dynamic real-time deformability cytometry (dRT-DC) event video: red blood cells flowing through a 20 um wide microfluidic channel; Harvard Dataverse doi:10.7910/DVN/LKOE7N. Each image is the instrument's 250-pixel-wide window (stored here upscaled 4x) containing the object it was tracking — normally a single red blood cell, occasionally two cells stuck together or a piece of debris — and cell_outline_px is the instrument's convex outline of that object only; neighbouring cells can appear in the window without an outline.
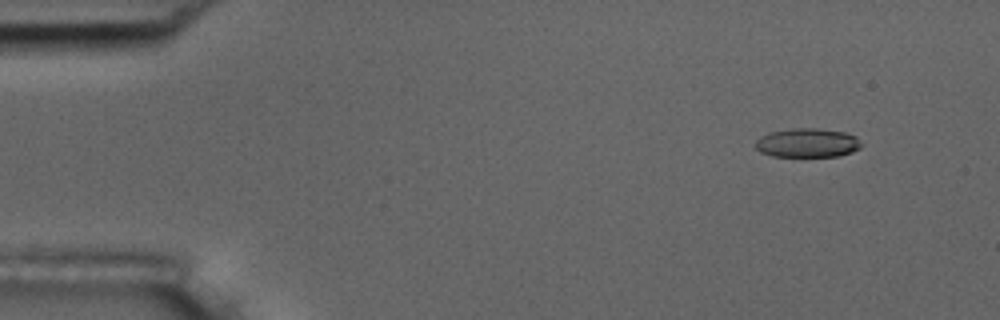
{"species": "common noctule bat (a hibernating species)", "species_latin": "Nyctalus noctula", "temperature_condition": "room temperature", "stored_images_in_passage": 4, "camera_frame_rate_fps": 3000, "um_per_image_px": 0.085, "animal": {"sex": "male", "body_mass_g": 17.5, "forearm_length_mm": 52.3}, "frame": {"image": 1, "passage_image": 1, "time_ms": 0.0, "image_size_px": [1000, 320], "cell_outline_px": [[864, 144], [860, 148], [852, 152], [840, 156], [772, 156], [760, 152], [756, 148], [756, 140], [760, 136], [768, 132], [792, 128], [816, 128], [844, 132], [856, 136]], "centroid_in_image_um": [68.64, 12.14], "position_along_channel_um": 16.4, "area_um2": 18.09}}
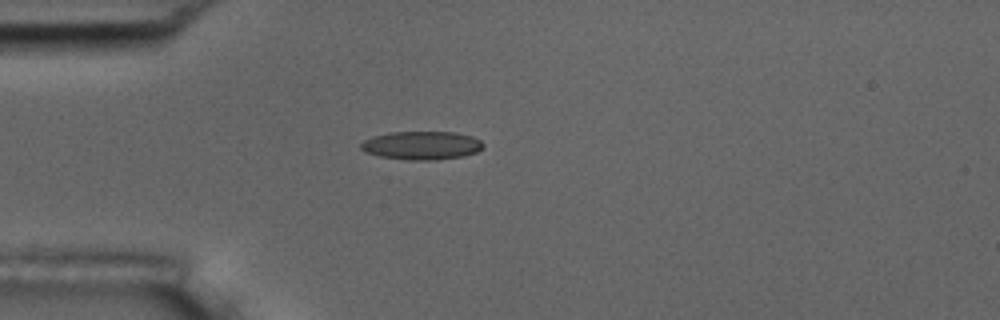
{"frame": {"image": 2, "passage_image": 4, "time_ms": 3.333, "image_size_px": [1000, 320], "cell_outline_px": [[484, 148], [476, 152], [464, 156], [436, 160], [408, 160], [380, 156], [364, 152], [360, 148], [360, 144], [364, 140], [372, 136], [392, 132], [456, 132], [472, 136], [480, 140], [484, 144]], "centroid_in_image_um": [35.85, 12.36], "position_along_channel_um": 49.1, "area_um2": 20.4}}